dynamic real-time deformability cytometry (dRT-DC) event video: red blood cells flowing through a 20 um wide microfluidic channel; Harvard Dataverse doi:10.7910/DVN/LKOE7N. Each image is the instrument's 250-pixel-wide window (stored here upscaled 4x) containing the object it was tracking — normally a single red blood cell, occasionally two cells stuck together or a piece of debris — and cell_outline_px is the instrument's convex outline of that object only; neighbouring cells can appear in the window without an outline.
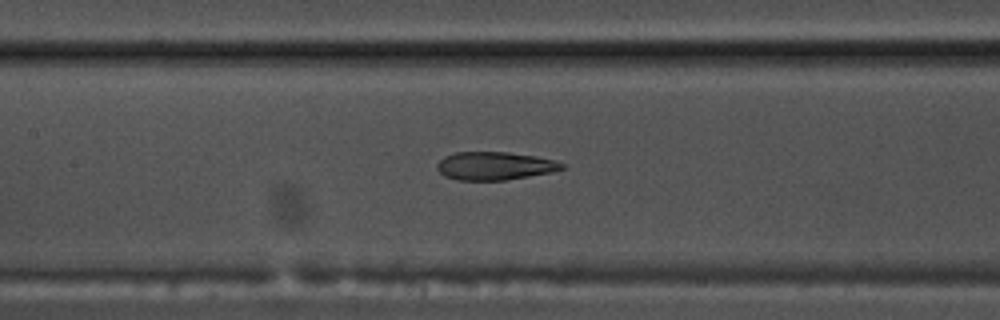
{"species": "common noctule bat (a hibernating species)", "species_latin": "Nyctalus noctula", "temperature_condition": "warm", "stored_images_in_passage": 55, "camera_frame_rate_fps": 3000, "um_per_image_px": 0.085, "animal": {"sex": "male", "body_mass_g": 17.5, "forearm_length_mm": 52.3}, "frame": {"image": 1, "passage_image": 26, "time_ms": 8.333, "image_size_px": [1000, 320], "cell_outline_px": [[564, 168], [552, 172], [504, 180], [456, 180], [444, 176], [436, 168], [436, 164], [444, 156], [456, 152], [508, 152], [536, 156], [556, 160], [564, 164]], "centroid_in_image_um": [42.03, 14.09], "position_along_channel_um": 165.4, "area_um2": 20.52}}
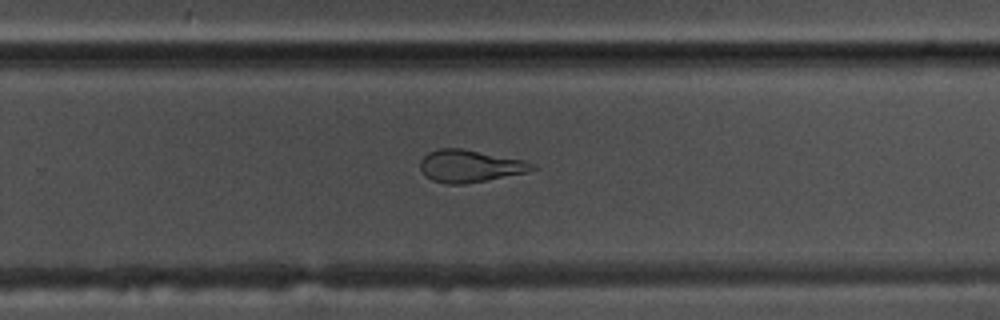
{"frame": {"image": 2, "passage_image": 36, "time_ms": 11.667, "image_size_px": [1000, 320], "cell_outline_px": [[536, 168], [528, 172], [464, 184], [444, 184], [432, 180], [424, 176], [420, 168], [420, 160], [428, 152], [440, 148], [464, 148], [524, 160], [536, 164]], "centroid_in_image_um": [39.92, 14.11], "position_along_channel_um": 289.9, "area_um2": 21.27}}
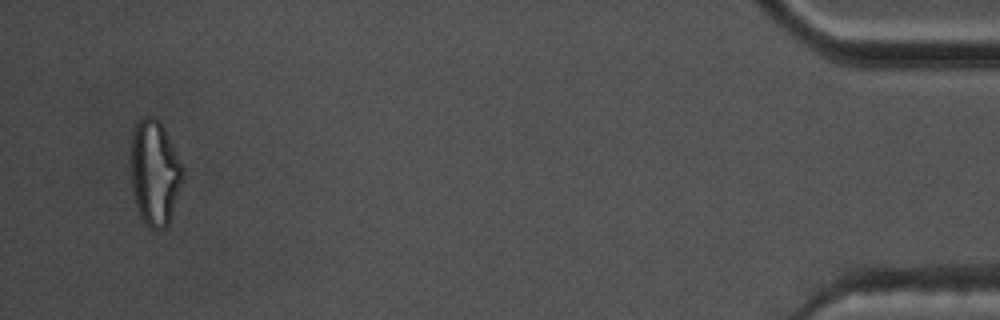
{"frame": {"image": 3, "passage_image": 53, "time_ms": 17.333, "image_size_px": [1000, 320], "cell_outline_px": [[184, 176], [168, 228], [148, 228], [144, 224], [136, 208], [132, 192], [132, 132], [136, 120], [144, 116], [156, 116], [160, 120], [184, 168]], "centroid_in_image_um": [13.16, 14.68], "position_along_channel_um": 422.0, "area_um2": 32.19}, "authors_computed_cell_mechanics": {"area_um2": 23.7558, "velocity_mm_per_s": 3.7507, "shape_relaxation_time_tau1_ms": null, "shape_relaxation_time_tau2_ms": 2.5994, "deformation_change_tau1": null, "deformation_change_tau2": 0.1238}}